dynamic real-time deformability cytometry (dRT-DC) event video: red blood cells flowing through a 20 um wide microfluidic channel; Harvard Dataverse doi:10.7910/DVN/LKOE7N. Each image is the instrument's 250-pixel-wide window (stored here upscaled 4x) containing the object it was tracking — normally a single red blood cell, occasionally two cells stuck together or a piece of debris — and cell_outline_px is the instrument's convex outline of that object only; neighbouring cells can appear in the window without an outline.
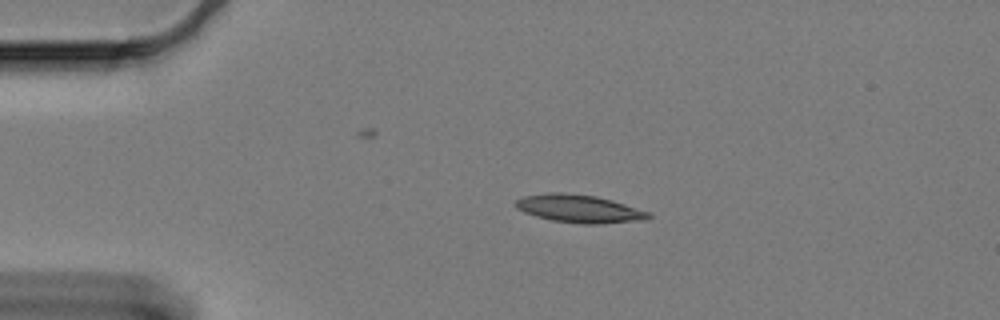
{"species": "Egyptian fruit bat (a non-hibernating species)", "species_latin": "Rousettus aegyptiacus", "temperature_condition": "cold", "stored_images_in_passage": 49, "camera_frame_rate_fps": 3000, "um_per_image_px": 0.085, "animal": {"sex": "female"}, "frame": {"image": 1, "passage_image": 1, "time_ms": 0.0, "image_size_px": [1000, 320], "cell_outline_px": [[652, 216], [648, 220], [600, 224], [580, 224], [552, 220], [536, 216], [524, 212], [516, 208], [516, 200], [524, 196], [548, 192], [560, 192], [596, 196], [612, 200], [648, 212]], "centroid_in_image_um": [49.24, 17.74], "position_along_channel_um": 35.8, "area_um2": 21.62}}
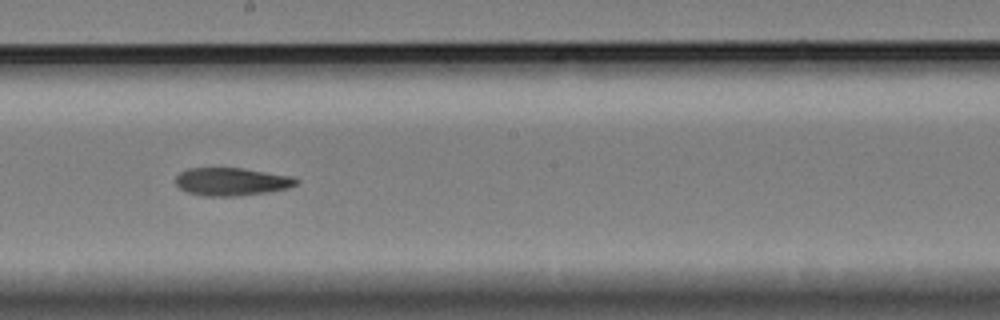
{"frame": {"image": 2, "passage_image": 22, "time_ms": 7.0, "image_size_px": [1000, 320], "cell_outline_px": [[300, 180], [296, 184], [288, 188], [268, 192], [240, 196], [204, 196], [188, 192], [180, 188], [176, 184], [176, 176], [180, 172], [188, 168], [240, 168], [288, 176]], "centroid_in_image_um": [19.65, 15.45], "position_along_channel_um": 228.5, "area_um2": 19.42}}
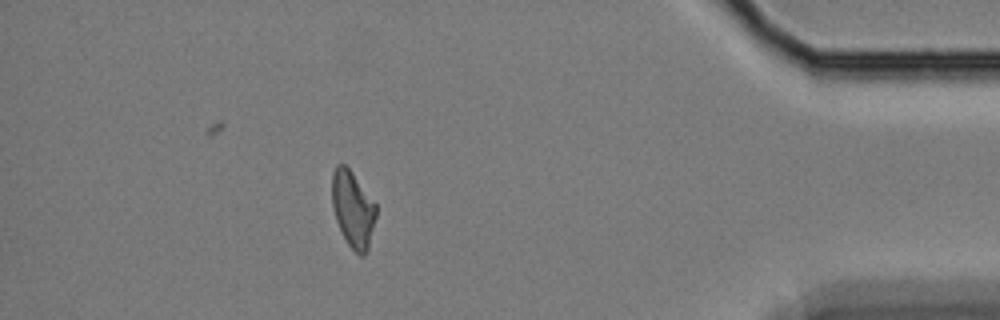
{"frame": {"image": 3, "passage_image": 42, "time_ms": 13.667, "image_size_px": [1000, 320], "cell_outline_px": [[376, 216], [368, 248], [364, 256], [360, 256], [348, 244], [336, 220], [332, 204], [332, 172], [336, 164], [344, 164], [352, 172], [376, 204]], "centroid_in_image_um": [29.99, 17.76], "position_along_channel_um": 405.2, "area_um2": 19.36}, "authors_computed_cell_mechanics": {"area_um2": 20.23, "velocity_mm_per_s": 3.2969, "shape_relaxation_time_tau1_ms": 8.9862, "shape_relaxation_time_tau2_ms": 6.0965, "deformation_change_tau1": 0.1955, "deformation_change_tau2": 0.1353}}